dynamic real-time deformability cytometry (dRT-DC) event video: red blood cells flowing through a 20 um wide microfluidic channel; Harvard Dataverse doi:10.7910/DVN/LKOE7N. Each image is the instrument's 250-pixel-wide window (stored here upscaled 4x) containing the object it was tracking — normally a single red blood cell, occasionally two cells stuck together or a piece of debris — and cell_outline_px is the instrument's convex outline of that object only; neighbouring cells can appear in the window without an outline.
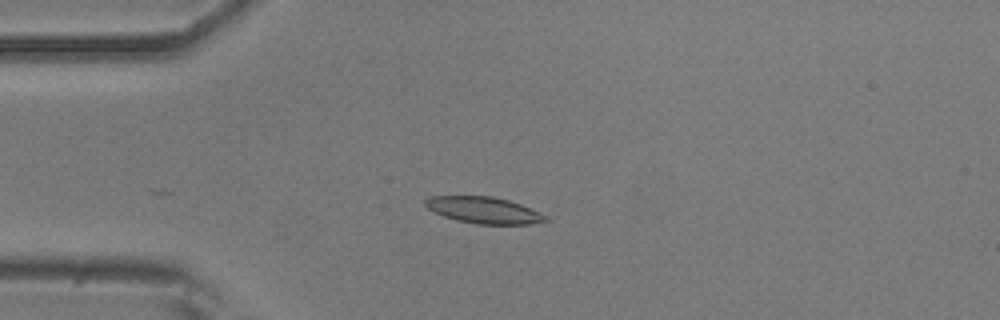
{"species": "common noctule bat (a hibernating species)", "species_latin": "Nyctalus noctula", "temperature_condition": "room temperature", "stored_images_in_passage": 11, "camera_frame_rate_fps": 3000, "um_per_image_px": 0.085, "animal": {"sex": "male", "body_mass_g": 20.5, "forearm_length_mm": 52.5}, "frame": {"image": 1, "passage_image": 1, "time_ms": 0.0, "image_size_px": [1000, 320], "cell_outline_px": [[548, 220], [528, 224], [476, 224], [456, 220], [444, 216], [428, 208], [424, 204], [424, 200], [428, 196], [492, 196], [508, 200], [520, 204], [548, 216]], "centroid_in_image_um": [41.1, 17.86], "position_along_channel_um": 43.9, "area_um2": 18.44}}
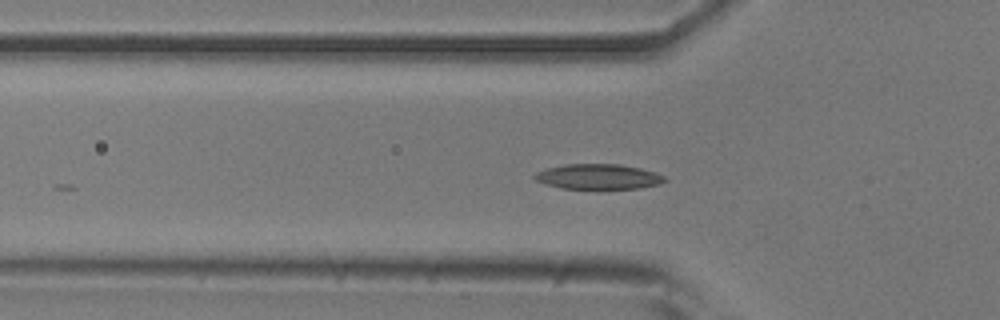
{"frame": {"image": 2, "passage_image": 5, "time_ms": 1.333, "image_size_px": [1000, 320], "cell_outline_px": [[668, 180], [660, 184], [640, 188], [596, 192], [560, 188], [544, 184], [536, 180], [532, 176], [536, 172], [548, 168], [564, 164], [616, 164], [640, 168], [656, 172], [664, 176]], "centroid_in_image_um": [50.86, 15.07], "position_along_channel_um": 74.9, "area_um2": 20.17}}